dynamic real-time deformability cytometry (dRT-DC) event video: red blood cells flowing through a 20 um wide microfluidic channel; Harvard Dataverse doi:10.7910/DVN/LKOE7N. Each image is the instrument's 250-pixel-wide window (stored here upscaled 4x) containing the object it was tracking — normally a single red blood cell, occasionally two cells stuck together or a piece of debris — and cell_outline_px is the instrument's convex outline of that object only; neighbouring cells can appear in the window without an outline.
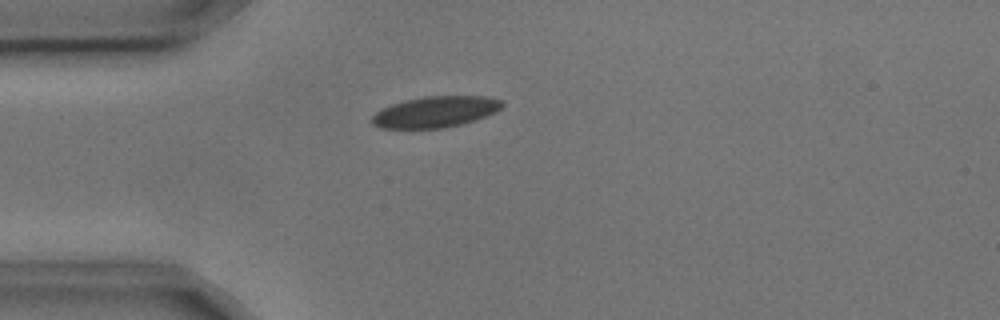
{"species": "common noctule bat (a hibernating species)", "species_latin": "Nyctalus noctula", "temperature_condition": "cold", "stored_images_in_passage": 2, "camera_frame_rate_fps": 3000, "um_per_image_px": 0.085, "animal": {"sex": "male", "body_mass_g": 17.9, "forearm_length_mm": 54.2}, "frame": {"image": 1, "passage_image": 2, "time_ms": 0.333, "image_size_px": [1000, 320], "cell_outline_px": [[504, 104], [496, 112], [476, 120], [444, 128], [380, 128], [372, 124], [372, 116], [380, 108], [404, 100], [424, 96], [484, 96], [500, 100]], "centroid_in_image_um": [36.99, 9.5], "position_along_channel_um": 48.0, "area_um2": 23.58}}